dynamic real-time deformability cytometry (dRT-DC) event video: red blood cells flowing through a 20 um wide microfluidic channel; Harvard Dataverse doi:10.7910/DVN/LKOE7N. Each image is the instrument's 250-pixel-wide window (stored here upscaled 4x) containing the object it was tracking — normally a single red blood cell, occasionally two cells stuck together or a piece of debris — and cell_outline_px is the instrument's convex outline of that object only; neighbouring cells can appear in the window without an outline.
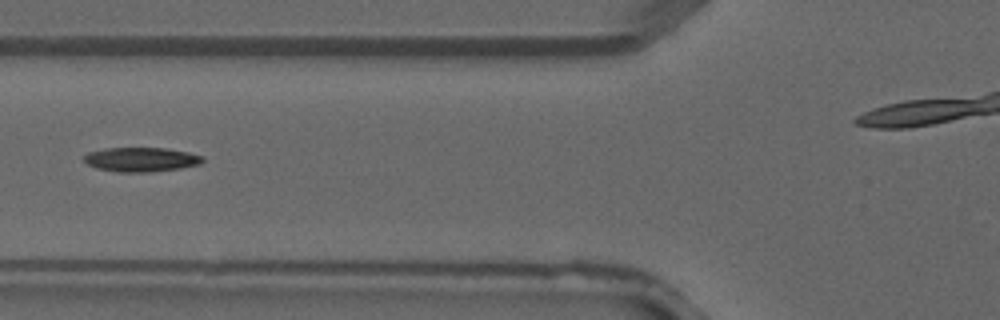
{"species": "common noctule bat (a hibernating species)", "species_latin": "Nyctalus noctula", "temperature_condition": "warm", "stored_images_in_passage": 3, "camera_frame_rate_fps": 3000, "um_per_image_px": 0.085, "animal": {"sex": "male", "forearm_length_mm": 52.5}, "frame": {"image": 1, "passage_image": 2, "time_ms": 0.333, "image_size_px": [1000, 320], "cell_outline_px": [[204, 160], [200, 164], [180, 168], [144, 172], [120, 172], [96, 168], [88, 164], [84, 160], [84, 156], [88, 152], [104, 148], [168, 148], [188, 152], [204, 156]], "centroid_in_image_um": [12.0, 13.55], "position_along_channel_um": 113.8, "area_um2": 16.76}}